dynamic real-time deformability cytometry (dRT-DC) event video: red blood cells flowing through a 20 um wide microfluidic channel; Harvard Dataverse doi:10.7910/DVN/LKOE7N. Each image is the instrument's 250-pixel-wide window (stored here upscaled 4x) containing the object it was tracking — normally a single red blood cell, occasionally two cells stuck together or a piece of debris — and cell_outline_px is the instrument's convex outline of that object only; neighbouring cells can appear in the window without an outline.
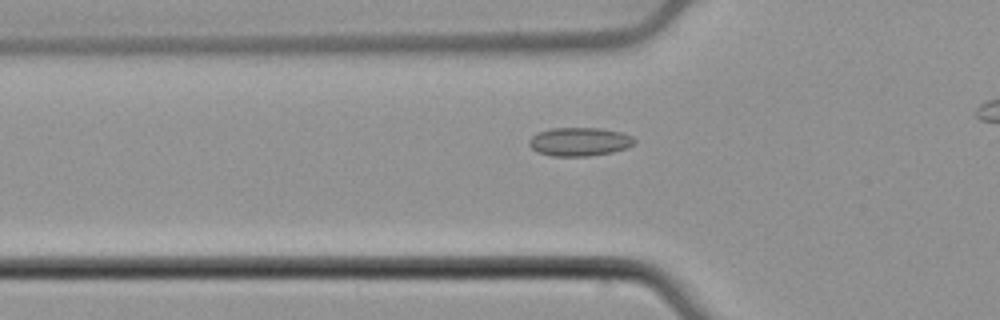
{"species": "common noctule bat (a hibernating species)", "species_latin": "Nyctalus noctula", "temperature_condition": "cold", "stored_images_in_passage": 40, "camera_frame_rate_fps": 3000, "um_per_image_px": 0.085, "animal": {"sex": "male", "body_mass_g": 21.5, "forearm_length_mm": 52.0}, "frame": {"image": 1, "passage_image": 14, "time_ms": 4.333, "image_size_px": [1000, 320], "cell_outline_px": [[636, 140], [628, 148], [612, 152], [588, 156], [552, 156], [536, 152], [528, 144], [528, 140], [536, 132], [552, 128], [600, 128], [620, 132], [632, 136]], "centroid_in_image_um": [49.22, 12.04], "position_along_channel_um": 76.6, "area_um2": 17.63}}
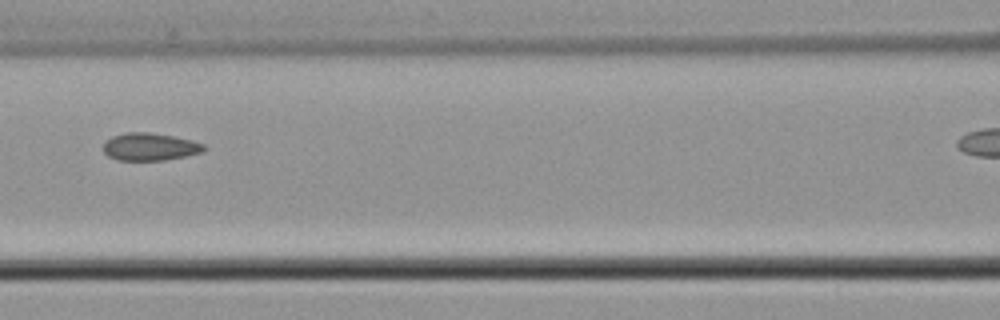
{"frame": {"image": 2, "passage_image": 20, "time_ms": 6.333, "image_size_px": [1000, 320], "cell_outline_px": [[208, 148], [204, 152], [164, 160], [120, 160], [108, 156], [104, 152], [104, 144], [112, 136], [124, 132], [148, 132], [172, 136], [192, 140], [204, 144]], "centroid_in_image_um": [12.77, 12.47], "position_along_channel_um": 153.8, "area_um2": 16.13}}
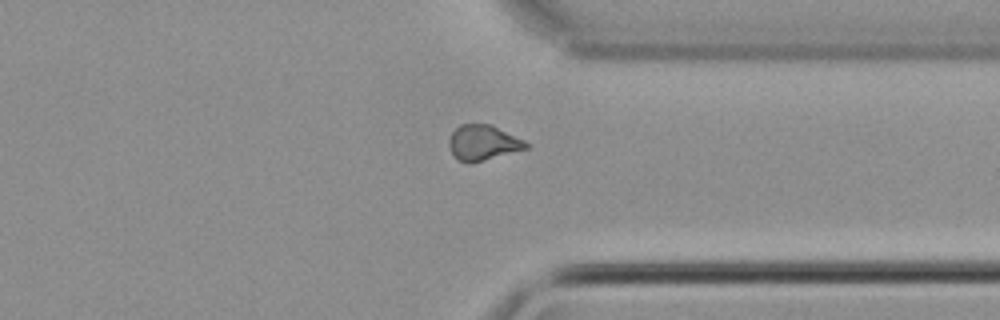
{"frame": {"image": 3, "passage_image": 37, "time_ms": 12.0, "image_size_px": [1000, 320], "cell_outline_px": [[528, 148], [468, 164], [460, 160], [452, 152], [448, 144], [448, 140], [452, 132], [460, 124], [492, 124], [524, 140], [528, 144]], "centroid_in_image_um": [41.05, 12.11], "position_along_channel_um": 370.4, "area_um2": 15.66}}